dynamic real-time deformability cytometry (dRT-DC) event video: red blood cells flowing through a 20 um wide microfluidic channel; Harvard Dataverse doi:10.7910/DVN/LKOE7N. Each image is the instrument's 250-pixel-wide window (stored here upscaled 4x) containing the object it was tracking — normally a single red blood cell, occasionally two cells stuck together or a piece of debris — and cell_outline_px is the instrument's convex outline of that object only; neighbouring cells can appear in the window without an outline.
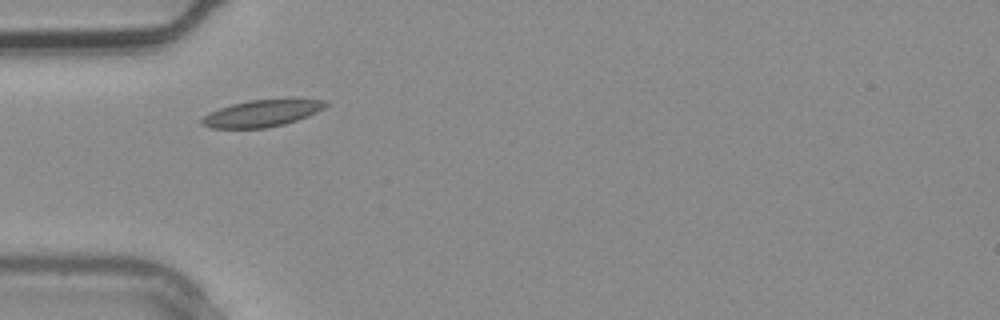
{"species": "common noctule bat (a hibernating species)", "species_latin": "Nyctalus noctula", "temperature_condition": "warm", "stored_images_in_passage": 2, "camera_frame_rate_fps": 3000, "um_per_image_px": 0.085, "animal": {"sex": "male", "body_mass_g": 20.4}, "frame": {"image": 1, "passage_image": 2, "time_ms": 0.333, "image_size_px": [1000, 320], "cell_outline_px": [[328, 104], [324, 108], [308, 116], [284, 124], [264, 128], [212, 128], [200, 124], [200, 120], [204, 116], [220, 108], [232, 104], [248, 100], [328, 100]], "centroid_in_image_um": [22.24, 9.65], "position_along_channel_um": 62.8, "area_um2": 18.9}}